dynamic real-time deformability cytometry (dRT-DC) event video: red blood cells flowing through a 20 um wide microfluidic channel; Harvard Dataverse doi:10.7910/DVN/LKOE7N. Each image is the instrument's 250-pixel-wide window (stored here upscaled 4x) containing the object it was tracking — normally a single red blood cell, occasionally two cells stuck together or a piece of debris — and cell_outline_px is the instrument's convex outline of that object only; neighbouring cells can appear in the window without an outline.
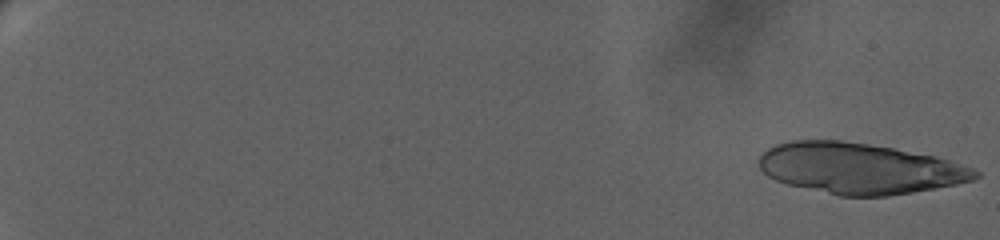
{"species": "human", "species_latin": "Homo sapiens", "temperature_condition": "warm", "stored_images_in_passage": 33, "camera_frame_rate_fps": 3000, "um_per_image_px": 0.085, "donor": {"sex": "female"}, "frame": {"image": 1, "passage_image": 1, "time_ms": 0.0, "image_size_px": [1000, 240], "cell_outline_px": [[980, 176], [972, 180], [956, 184], [912, 192], [888, 196], [840, 196], [788, 184], [776, 180], [768, 176], [756, 164], [760, 152], [776, 144], [788, 140], [840, 140], [868, 144], [892, 148], [932, 156], [948, 160], [972, 168], [980, 172]], "centroid_in_image_um": [72.98, 14.31], "position_along_channel_um": 12.0, "area_um2": 63.81}}